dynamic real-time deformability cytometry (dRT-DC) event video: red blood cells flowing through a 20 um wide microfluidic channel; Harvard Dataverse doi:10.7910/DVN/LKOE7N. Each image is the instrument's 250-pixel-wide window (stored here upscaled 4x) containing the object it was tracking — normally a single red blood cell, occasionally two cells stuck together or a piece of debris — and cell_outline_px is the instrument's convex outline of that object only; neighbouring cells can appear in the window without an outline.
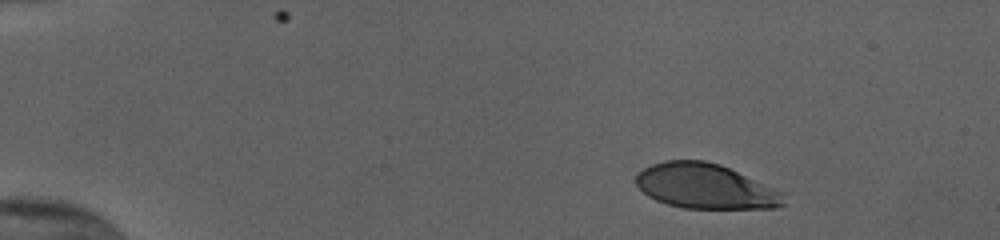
{"species": "human", "species_latin": "Homo sapiens", "temperature_condition": "cold", "stored_images_in_passage": 47, "camera_frame_rate_fps": 3000, "um_per_image_px": 0.085, "donor": {"sex": "female"}, "frame": {"image": 1, "passage_image": 1, "time_ms": 0.0, "image_size_px": [1000, 240], "cell_outline_px": [[784, 204], [776, 208], [684, 208], [668, 204], [656, 200], [648, 196], [632, 180], [636, 172], [652, 164], [664, 160], [704, 160], [720, 164], [784, 192]], "centroid_in_image_um": [59.92, 15.82], "position_along_channel_um": 25.1, "area_um2": 38.84}}
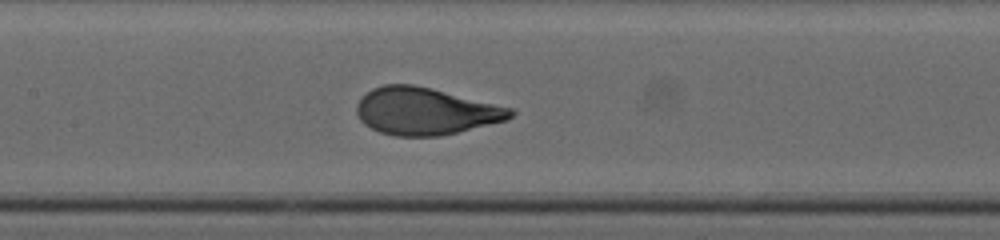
{"frame": {"image": 2, "passage_image": 21, "time_ms": 6.667, "image_size_px": [1000, 240], "cell_outline_px": [[516, 112], [508, 120], [440, 136], [396, 136], [380, 132], [364, 124], [360, 120], [356, 112], [356, 104], [372, 88], [384, 84], [412, 84], [432, 88], [512, 108]], "centroid_in_image_um": [36.16, 9.45], "position_along_channel_um": 171.2, "area_um2": 42.19}}
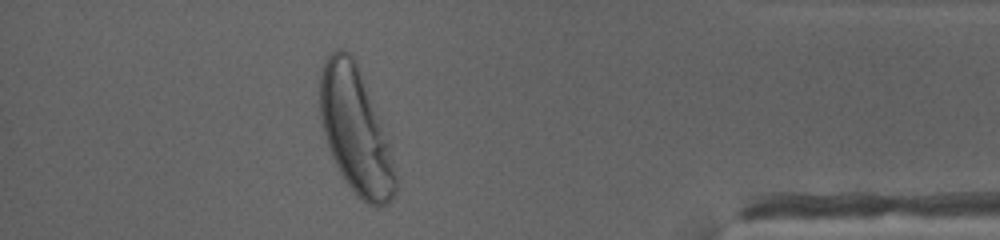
{"frame": {"image": 3, "passage_image": 42, "time_ms": 13.667, "image_size_px": [1000, 240], "cell_outline_px": [[396, 192], [392, 200], [388, 204], [376, 208], [368, 204], [356, 196], [340, 172], [332, 156], [324, 132], [320, 116], [320, 76], [324, 60], [336, 48], [340, 48], [348, 52], [356, 60], [388, 140], [396, 176]], "centroid_in_image_um": [30.22, 11.12], "position_along_channel_um": 405.0, "area_um2": 54.85}, "authors_computed_cell_mechanics": {"area_um2": 41.8472, "velocity_mm_per_s": 3.8062, "shape_relaxation_time_tau1_ms": 3.6503, "shape_relaxation_time_tau2_ms": null, "deformation_change_tau1": 0.2052, "deformation_change_tau2": null}}